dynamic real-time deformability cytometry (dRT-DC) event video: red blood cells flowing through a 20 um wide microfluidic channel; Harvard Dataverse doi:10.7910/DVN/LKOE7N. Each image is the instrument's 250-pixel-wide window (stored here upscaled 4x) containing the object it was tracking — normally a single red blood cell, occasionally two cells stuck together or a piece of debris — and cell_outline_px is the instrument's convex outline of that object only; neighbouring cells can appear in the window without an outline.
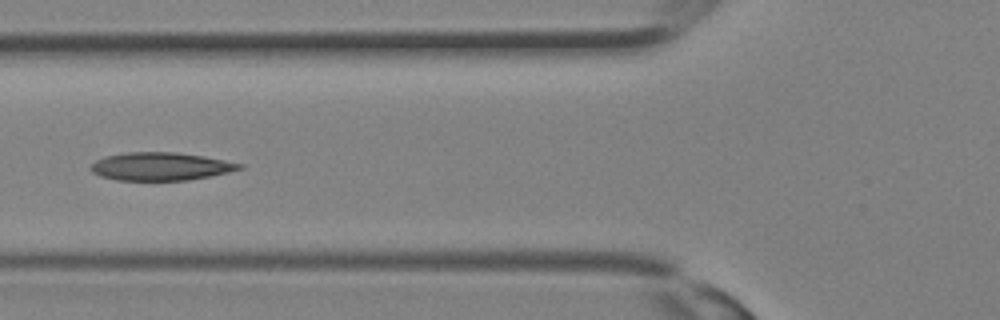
{"species": "Egyptian fruit bat (a non-hibernating species)", "species_latin": "Rousettus aegyptiacus", "temperature_condition": "room temperature", "stored_images_in_passage": 13, "camera_frame_rate_fps": 3000, "um_per_image_px": 0.085, "animal": {"sex": "female"}, "frame": {"image": 1, "passage_image": 4, "time_ms": 1.0, "image_size_px": [1000, 320], "cell_outline_px": [[244, 168], [228, 172], [188, 180], [116, 180], [100, 176], [92, 172], [88, 168], [96, 160], [104, 156], [128, 152], [176, 152], [204, 156], [244, 164]], "centroid_in_image_um": [13.63, 14.14], "position_along_channel_um": 112.2, "area_um2": 24.28}}
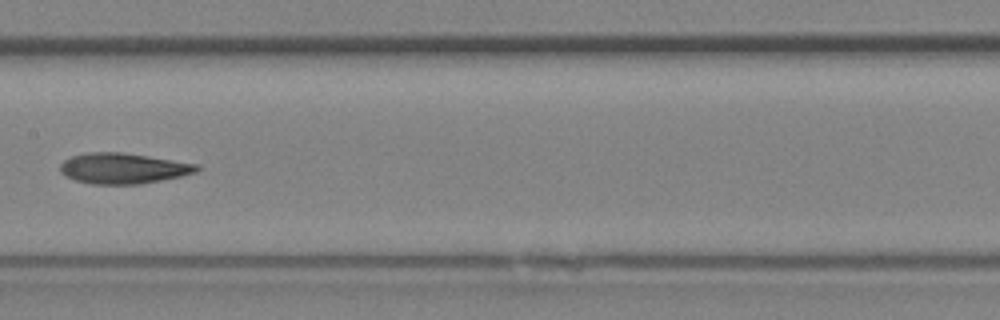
{"frame": {"image": 2, "passage_image": 8, "time_ms": 2.333, "image_size_px": [1000, 320], "cell_outline_px": [[200, 168], [196, 172], [180, 176], [140, 184], [92, 184], [76, 180], [64, 176], [60, 172], [60, 164], [64, 160], [72, 156], [88, 152], [120, 152], [148, 156], [200, 164]], "centroid_in_image_um": [10.45, 14.3], "position_along_channel_um": 196.9, "area_um2": 24.33}}
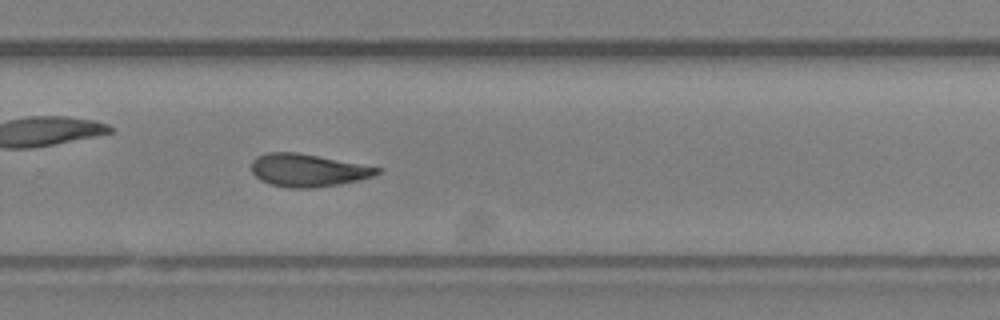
{"frame": {"image": 3, "passage_image": 13, "time_ms": 4.0, "image_size_px": [1000, 320], "cell_outline_px": [[384, 168], [380, 172], [372, 176], [360, 180], [340, 184], [312, 188], [288, 188], [272, 184], [260, 180], [252, 172], [252, 160], [256, 156], [268, 152], [296, 152]], "centroid_in_image_um": [26.17, 14.47], "position_along_channel_um": 303.6, "area_um2": 23.99}}